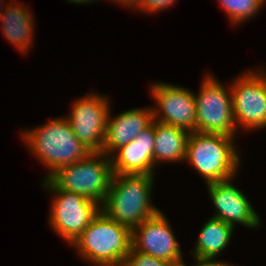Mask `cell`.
Wrapping results in <instances>:
<instances>
[{
  "instance_id": "obj_20",
  "label": "cell",
  "mask_w": 266,
  "mask_h": 266,
  "mask_svg": "<svg viewBox=\"0 0 266 266\" xmlns=\"http://www.w3.org/2000/svg\"><path fill=\"white\" fill-rule=\"evenodd\" d=\"M176 0H141L140 5L137 7V10L139 9L142 12H149V13H156L160 10L167 9L168 7H171V5L174 4Z\"/></svg>"
},
{
  "instance_id": "obj_15",
  "label": "cell",
  "mask_w": 266,
  "mask_h": 266,
  "mask_svg": "<svg viewBox=\"0 0 266 266\" xmlns=\"http://www.w3.org/2000/svg\"><path fill=\"white\" fill-rule=\"evenodd\" d=\"M9 4V5H8ZM0 14V22L4 37L22 52H27L34 35L33 15L29 12L28 7L20 3L10 2ZM21 5V6H20Z\"/></svg>"
},
{
  "instance_id": "obj_21",
  "label": "cell",
  "mask_w": 266,
  "mask_h": 266,
  "mask_svg": "<svg viewBox=\"0 0 266 266\" xmlns=\"http://www.w3.org/2000/svg\"><path fill=\"white\" fill-rule=\"evenodd\" d=\"M196 263L193 266H233L223 261H216V258H197L195 257ZM182 261L179 266H187Z\"/></svg>"
},
{
  "instance_id": "obj_6",
  "label": "cell",
  "mask_w": 266,
  "mask_h": 266,
  "mask_svg": "<svg viewBox=\"0 0 266 266\" xmlns=\"http://www.w3.org/2000/svg\"><path fill=\"white\" fill-rule=\"evenodd\" d=\"M44 187L53 195L49 223L69 245L81 235L99 213L100 205L80 194L57 189L48 179Z\"/></svg>"
},
{
  "instance_id": "obj_8",
  "label": "cell",
  "mask_w": 266,
  "mask_h": 266,
  "mask_svg": "<svg viewBox=\"0 0 266 266\" xmlns=\"http://www.w3.org/2000/svg\"><path fill=\"white\" fill-rule=\"evenodd\" d=\"M230 84L236 128L258 130L266 127V74L248 71Z\"/></svg>"
},
{
  "instance_id": "obj_23",
  "label": "cell",
  "mask_w": 266,
  "mask_h": 266,
  "mask_svg": "<svg viewBox=\"0 0 266 266\" xmlns=\"http://www.w3.org/2000/svg\"><path fill=\"white\" fill-rule=\"evenodd\" d=\"M70 1V3H75V4H90V3H92V2H95V1H97V0H68V2Z\"/></svg>"
},
{
  "instance_id": "obj_3",
  "label": "cell",
  "mask_w": 266,
  "mask_h": 266,
  "mask_svg": "<svg viewBox=\"0 0 266 266\" xmlns=\"http://www.w3.org/2000/svg\"><path fill=\"white\" fill-rule=\"evenodd\" d=\"M72 246L95 266H120L132 248V230L100 210Z\"/></svg>"
},
{
  "instance_id": "obj_10",
  "label": "cell",
  "mask_w": 266,
  "mask_h": 266,
  "mask_svg": "<svg viewBox=\"0 0 266 266\" xmlns=\"http://www.w3.org/2000/svg\"><path fill=\"white\" fill-rule=\"evenodd\" d=\"M150 90L158 107H153V120L196 131V103L194 93L181 86L153 83ZM159 117V118H158Z\"/></svg>"
},
{
  "instance_id": "obj_12",
  "label": "cell",
  "mask_w": 266,
  "mask_h": 266,
  "mask_svg": "<svg viewBox=\"0 0 266 266\" xmlns=\"http://www.w3.org/2000/svg\"><path fill=\"white\" fill-rule=\"evenodd\" d=\"M233 179L207 183L209 197L217 210L212 216L232 225L236 223L251 229L259 228L260 218L250 201L232 183Z\"/></svg>"
},
{
  "instance_id": "obj_14",
  "label": "cell",
  "mask_w": 266,
  "mask_h": 266,
  "mask_svg": "<svg viewBox=\"0 0 266 266\" xmlns=\"http://www.w3.org/2000/svg\"><path fill=\"white\" fill-rule=\"evenodd\" d=\"M110 113L109 111L102 150L107 156H111L118 148L133 141L153 121L152 108H134L114 118Z\"/></svg>"
},
{
  "instance_id": "obj_22",
  "label": "cell",
  "mask_w": 266,
  "mask_h": 266,
  "mask_svg": "<svg viewBox=\"0 0 266 266\" xmlns=\"http://www.w3.org/2000/svg\"><path fill=\"white\" fill-rule=\"evenodd\" d=\"M112 1H115V2H119L118 4H122L123 6L125 5V7L127 6L128 8H137L140 3H141V0H112Z\"/></svg>"
},
{
  "instance_id": "obj_19",
  "label": "cell",
  "mask_w": 266,
  "mask_h": 266,
  "mask_svg": "<svg viewBox=\"0 0 266 266\" xmlns=\"http://www.w3.org/2000/svg\"><path fill=\"white\" fill-rule=\"evenodd\" d=\"M180 263L164 261L136 251L133 247L126 256L123 266H179Z\"/></svg>"
},
{
  "instance_id": "obj_18",
  "label": "cell",
  "mask_w": 266,
  "mask_h": 266,
  "mask_svg": "<svg viewBox=\"0 0 266 266\" xmlns=\"http://www.w3.org/2000/svg\"><path fill=\"white\" fill-rule=\"evenodd\" d=\"M221 6L230 17L231 23L240 25L249 20L263 7L265 0H219Z\"/></svg>"
},
{
  "instance_id": "obj_13",
  "label": "cell",
  "mask_w": 266,
  "mask_h": 266,
  "mask_svg": "<svg viewBox=\"0 0 266 266\" xmlns=\"http://www.w3.org/2000/svg\"><path fill=\"white\" fill-rule=\"evenodd\" d=\"M154 126L152 123L136 138L110 156L114 174L154 175Z\"/></svg>"
},
{
  "instance_id": "obj_7",
  "label": "cell",
  "mask_w": 266,
  "mask_h": 266,
  "mask_svg": "<svg viewBox=\"0 0 266 266\" xmlns=\"http://www.w3.org/2000/svg\"><path fill=\"white\" fill-rule=\"evenodd\" d=\"M228 87L229 91H226L213 74H206L200 91L194 94L196 131L235 136L237 128L233 117L231 89Z\"/></svg>"
},
{
  "instance_id": "obj_2",
  "label": "cell",
  "mask_w": 266,
  "mask_h": 266,
  "mask_svg": "<svg viewBox=\"0 0 266 266\" xmlns=\"http://www.w3.org/2000/svg\"><path fill=\"white\" fill-rule=\"evenodd\" d=\"M21 137L37 160L49 168L46 179L57 169L78 162L91 153L76 137L66 117L22 131Z\"/></svg>"
},
{
  "instance_id": "obj_5",
  "label": "cell",
  "mask_w": 266,
  "mask_h": 266,
  "mask_svg": "<svg viewBox=\"0 0 266 266\" xmlns=\"http://www.w3.org/2000/svg\"><path fill=\"white\" fill-rule=\"evenodd\" d=\"M113 174L110 156L91 152L84 159L57 169L47 179L57 189L80 194L101 206Z\"/></svg>"
},
{
  "instance_id": "obj_24",
  "label": "cell",
  "mask_w": 266,
  "mask_h": 266,
  "mask_svg": "<svg viewBox=\"0 0 266 266\" xmlns=\"http://www.w3.org/2000/svg\"><path fill=\"white\" fill-rule=\"evenodd\" d=\"M0 3L2 4V5H0V6H3V2L0 0ZM3 9V7L0 9V14L2 13L1 12V10Z\"/></svg>"
},
{
  "instance_id": "obj_9",
  "label": "cell",
  "mask_w": 266,
  "mask_h": 266,
  "mask_svg": "<svg viewBox=\"0 0 266 266\" xmlns=\"http://www.w3.org/2000/svg\"><path fill=\"white\" fill-rule=\"evenodd\" d=\"M102 94L91 93L72 104L65 116L76 137L90 152H102L110 104Z\"/></svg>"
},
{
  "instance_id": "obj_17",
  "label": "cell",
  "mask_w": 266,
  "mask_h": 266,
  "mask_svg": "<svg viewBox=\"0 0 266 266\" xmlns=\"http://www.w3.org/2000/svg\"><path fill=\"white\" fill-rule=\"evenodd\" d=\"M234 228L220 219L211 217L202 227L194 250L191 251L194 258H217L229 244Z\"/></svg>"
},
{
  "instance_id": "obj_16",
  "label": "cell",
  "mask_w": 266,
  "mask_h": 266,
  "mask_svg": "<svg viewBox=\"0 0 266 266\" xmlns=\"http://www.w3.org/2000/svg\"><path fill=\"white\" fill-rule=\"evenodd\" d=\"M153 126L155 133L154 165L167 161L169 163L184 161L190 133L155 120H153Z\"/></svg>"
},
{
  "instance_id": "obj_1",
  "label": "cell",
  "mask_w": 266,
  "mask_h": 266,
  "mask_svg": "<svg viewBox=\"0 0 266 266\" xmlns=\"http://www.w3.org/2000/svg\"><path fill=\"white\" fill-rule=\"evenodd\" d=\"M153 185V175L113 174L100 210L133 230L160 210L151 203Z\"/></svg>"
},
{
  "instance_id": "obj_4",
  "label": "cell",
  "mask_w": 266,
  "mask_h": 266,
  "mask_svg": "<svg viewBox=\"0 0 266 266\" xmlns=\"http://www.w3.org/2000/svg\"><path fill=\"white\" fill-rule=\"evenodd\" d=\"M234 139L217 133L191 132L184 161L193 165L206 184L233 179L241 163Z\"/></svg>"
},
{
  "instance_id": "obj_11",
  "label": "cell",
  "mask_w": 266,
  "mask_h": 266,
  "mask_svg": "<svg viewBox=\"0 0 266 266\" xmlns=\"http://www.w3.org/2000/svg\"><path fill=\"white\" fill-rule=\"evenodd\" d=\"M170 226L159 210L132 230V247L157 259L181 263L182 251Z\"/></svg>"
}]
</instances>
